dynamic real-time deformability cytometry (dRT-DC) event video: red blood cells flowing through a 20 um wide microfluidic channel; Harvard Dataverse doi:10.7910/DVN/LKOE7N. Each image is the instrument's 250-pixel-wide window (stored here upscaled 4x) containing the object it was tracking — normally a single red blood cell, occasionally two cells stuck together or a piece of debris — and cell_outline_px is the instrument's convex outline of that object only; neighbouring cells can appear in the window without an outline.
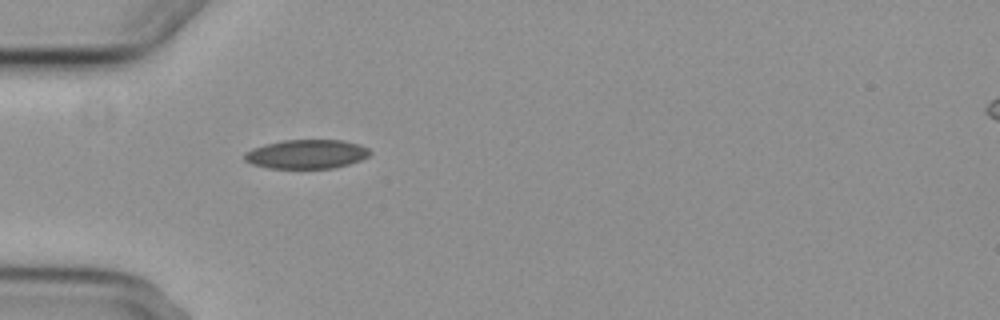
{"species": "common noctule bat (a hibernating species)", "species_latin": "Nyctalus noctula", "temperature_condition": "cold", "stored_images_in_passage": 1, "camera_frame_rate_fps": 3000, "um_per_image_px": 0.085, "animal": {"sex": "female", "body_mass_g": 29.2, "forearm_length_mm": 56.3}, "frame": {"image": 1, "passage_image": 1, "time_ms": 0.0, "image_size_px": [1000, 320], "cell_outline_px": [[372, 152], [368, 156], [360, 160], [348, 164], [332, 168], [268, 168], [252, 164], [244, 160], [244, 152], [252, 148], [264, 144], [284, 140], [344, 140], [368, 148]], "centroid_in_image_um": [26.02, 13.1], "position_along_channel_um": 59.0, "area_um2": 21.21}}